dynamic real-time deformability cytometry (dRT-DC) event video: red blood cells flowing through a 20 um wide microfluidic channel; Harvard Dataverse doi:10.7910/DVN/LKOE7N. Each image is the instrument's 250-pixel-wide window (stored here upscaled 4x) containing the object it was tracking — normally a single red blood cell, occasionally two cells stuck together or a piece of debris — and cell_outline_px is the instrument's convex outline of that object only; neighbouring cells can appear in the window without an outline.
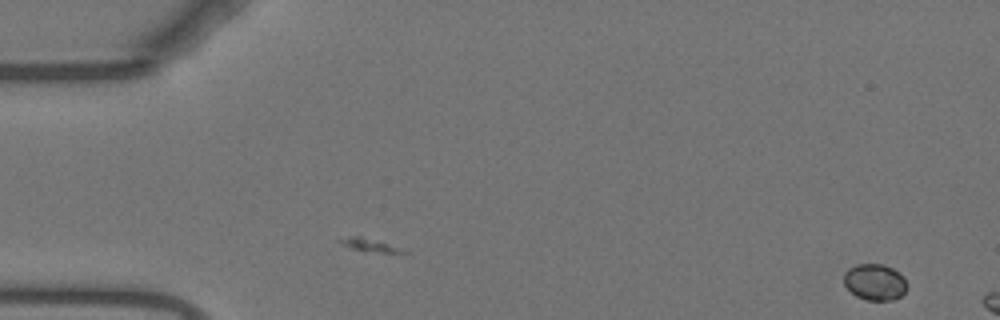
{"species": "Egyptian fruit bat (a non-hibernating species)", "species_latin": "Rousettus aegyptiacus", "temperature_condition": "warm", "stored_images_in_passage": 11, "camera_frame_rate_fps": 3000, "um_per_image_px": 0.085, "animal": {"sex": "female"}, "frame": {"image": 1, "passage_image": 1, "time_ms": 0.0, "image_size_px": [1000, 320], "cell_outline_px": [[908, 288], [900, 296], [892, 300], [868, 300], [856, 296], [844, 284], [844, 272], [848, 268], [856, 264], [884, 264], [900, 272], [904, 276], [908, 284]], "centroid_in_image_um": [74.39, 23.96], "position_along_channel_um": 10.6, "area_um2": 13.53}}